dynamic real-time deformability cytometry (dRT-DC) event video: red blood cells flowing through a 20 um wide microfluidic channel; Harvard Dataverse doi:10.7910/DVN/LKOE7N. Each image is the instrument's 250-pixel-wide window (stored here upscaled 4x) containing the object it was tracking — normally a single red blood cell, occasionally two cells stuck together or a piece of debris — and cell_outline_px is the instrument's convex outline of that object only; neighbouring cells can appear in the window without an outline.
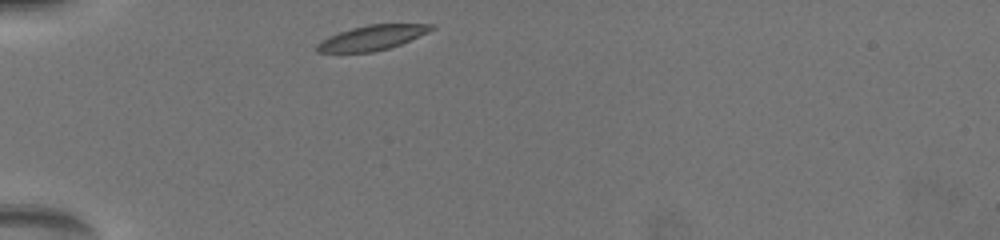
{"species": "common noctule bat (a hibernating species)", "species_latin": "Nyctalus noctula", "temperature_condition": "warm", "stored_images_in_passage": 27, "camera_frame_rate_fps": 3000, "um_per_image_px": 0.085, "animal": {"sex": "female", "body_mass_g": 19.5, "forearm_length_mm": 54.1}, "frame": {"image": 1, "passage_image": 1, "time_ms": 0.0, "image_size_px": [1000, 240], "cell_outline_px": [[436, 28], [428, 32], [400, 44], [388, 48], [372, 52], [316, 52], [316, 44], [320, 40], [328, 36], [352, 28], [368, 24], [436, 24]], "centroid_in_image_um": [31.62, 3.2], "position_along_channel_um": 53.4, "area_um2": 16.47}}
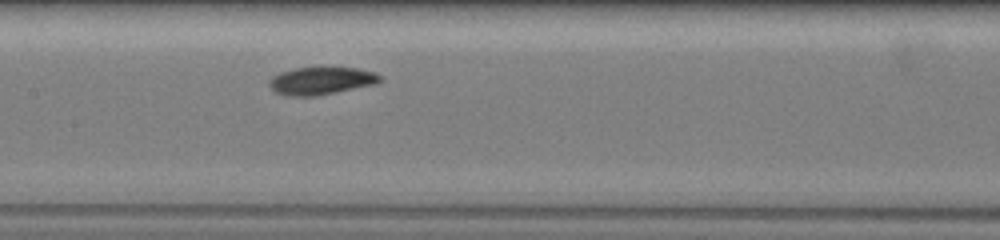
{"frame": {"image": 2, "passage_image": 12, "time_ms": 4.0, "image_size_px": [1000, 240], "cell_outline_px": [[384, 80], [376, 84], [336, 92], [312, 96], [288, 96], [276, 92], [268, 84], [272, 76], [280, 72], [296, 68], [320, 64], [360, 68], [376, 72]], "centroid_in_image_um": [27.35, 6.8], "position_along_channel_um": 180.0, "area_um2": 18.67}}
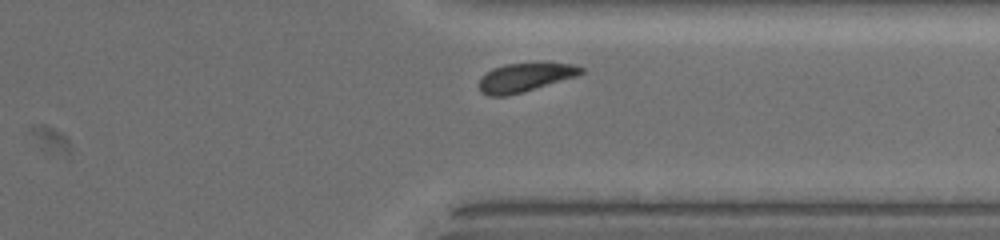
{"frame": {"image": 3, "passage_image": 24, "time_ms": 9.0, "image_size_px": [1000, 240], "cell_outline_px": [[584, 72], [580, 76], [520, 92], [504, 96], [488, 96], [480, 92], [480, 80], [492, 68], [504, 64], [544, 60], [572, 64], [584, 68]], "centroid_in_image_um": [44.72, 6.52], "position_along_channel_um": 366.7, "area_um2": 17.63}, "authors_computed_cell_mechanics": {"area_um2": 17.8602, "velocity_mm_per_s": 3.7356, "shape_relaxation_time_tau1_ms": 1.1833, "shape_relaxation_time_tau2_ms": null, "deformation_change_tau1": 0.0966, "deformation_change_tau2": null}}